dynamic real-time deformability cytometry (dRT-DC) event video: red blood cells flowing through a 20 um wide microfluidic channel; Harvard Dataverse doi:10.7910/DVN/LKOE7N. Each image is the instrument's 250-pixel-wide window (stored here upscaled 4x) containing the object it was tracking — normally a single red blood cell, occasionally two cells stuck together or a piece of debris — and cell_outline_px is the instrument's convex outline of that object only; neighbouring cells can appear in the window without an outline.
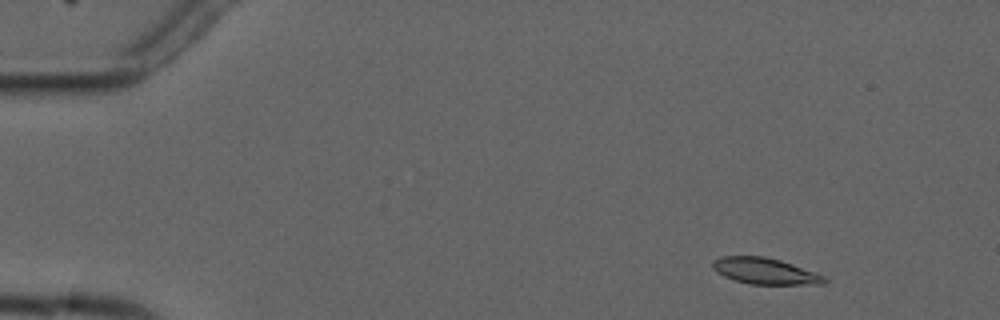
{"species": "common noctule bat (a hibernating species)", "species_latin": "Nyctalus noctula", "temperature_condition": "cold", "stored_images_in_passage": 5, "camera_frame_rate_fps": 3000, "um_per_image_px": 0.085, "animal": {"sex": "male", "forearm_length_mm": 52.5}, "frame": {"image": 1, "passage_image": 2, "time_ms": 1.0, "image_size_px": [1000, 320], "cell_outline_px": [[828, 280], [824, 284], [748, 284], [724, 276], [716, 272], [712, 268], [712, 260], [720, 256], [764, 256], [780, 260], [792, 264], [824, 276]], "centroid_in_image_um": [64.98, 23.03], "position_along_channel_um": 20.0, "area_um2": 16.99}}
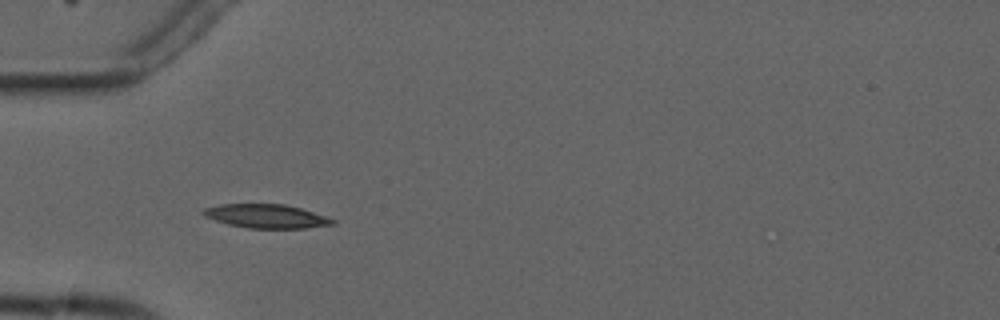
{"frame": {"image": 2, "passage_image": 5, "time_ms": 4.667, "image_size_px": [1000, 320], "cell_outline_px": [[336, 224], [304, 228], [248, 228], [228, 224], [204, 216], [200, 212], [204, 208], [220, 204], [284, 204], [300, 208], [336, 220]], "centroid_in_image_um": [22.61, 18.37], "position_along_channel_um": 62.4, "area_um2": 17.8}}